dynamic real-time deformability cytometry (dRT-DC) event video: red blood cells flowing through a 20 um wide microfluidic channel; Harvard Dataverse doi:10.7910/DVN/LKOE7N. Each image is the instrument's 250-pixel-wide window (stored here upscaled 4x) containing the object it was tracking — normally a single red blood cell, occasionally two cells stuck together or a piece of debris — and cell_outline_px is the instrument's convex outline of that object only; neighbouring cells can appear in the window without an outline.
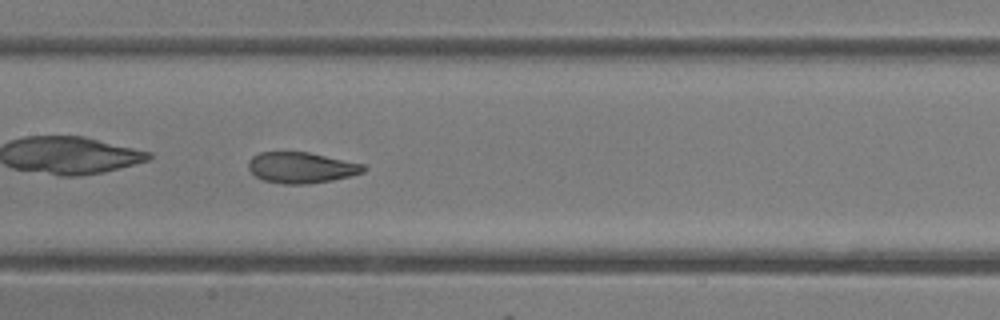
{"species": "common noctule bat (a hibernating species)", "species_latin": "Nyctalus noctula", "temperature_condition": "room temperature", "stored_images_in_passage": 21, "camera_frame_rate_fps": 3000, "um_per_image_px": 0.085, "animal": {"sex": "female"}, "frame": {"image": 1, "passage_image": 10, "time_ms": 3.0, "image_size_px": [1000, 320], "cell_outline_px": [[368, 168], [364, 172], [332, 180], [304, 184], [284, 184], [264, 180], [256, 176], [248, 168], [248, 160], [252, 156], [260, 152], [308, 152], [364, 164]], "centroid_in_image_um": [25.61, 14.24], "position_along_channel_um": 181.8, "area_um2": 20.63}}